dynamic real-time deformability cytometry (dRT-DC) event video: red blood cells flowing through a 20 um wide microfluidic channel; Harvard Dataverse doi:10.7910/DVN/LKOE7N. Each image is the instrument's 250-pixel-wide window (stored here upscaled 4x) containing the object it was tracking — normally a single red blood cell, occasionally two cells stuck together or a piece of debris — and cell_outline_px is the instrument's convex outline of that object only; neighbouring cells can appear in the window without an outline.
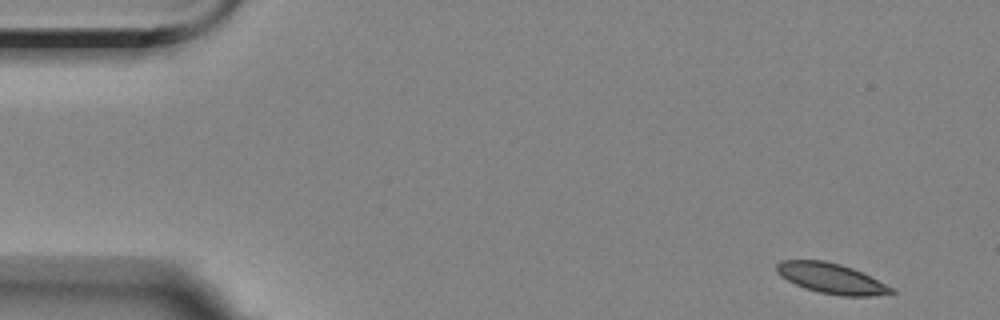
{"species": "Egyptian fruit bat (a non-hibernating species)", "species_latin": "Rousettus aegyptiacus", "temperature_condition": "room temperature", "stored_images_in_passage": 3, "camera_frame_rate_fps": 3000, "um_per_image_px": 0.085, "animal": {"sex": "female"}, "frame": {"image": 1, "passage_image": 1, "time_ms": 0.0, "image_size_px": [1000, 320], "cell_outline_px": [[896, 292], [872, 296], [840, 296], [820, 292], [804, 288], [780, 276], [776, 272], [776, 264], [780, 260], [824, 260], [840, 264], [852, 268], [892, 288]], "centroid_in_image_um": [70.6, 23.66], "position_along_channel_um": 14.4, "area_um2": 19.94}}